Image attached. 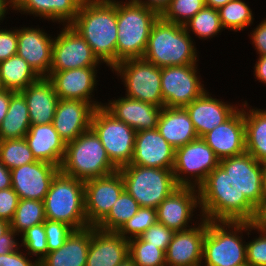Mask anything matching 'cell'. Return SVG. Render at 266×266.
<instances>
[{
  "label": "cell",
  "instance_id": "obj_31",
  "mask_svg": "<svg viewBox=\"0 0 266 266\" xmlns=\"http://www.w3.org/2000/svg\"><path fill=\"white\" fill-rule=\"evenodd\" d=\"M92 226L74 230L64 244L39 261V266H86Z\"/></svg>",
  "mask_w": 266,
  "mask_h": 266
},
{
  "label": "cell",
  "instance_id": "obj_17",
  "mask_svg": "<svg viewBox=\"0 0 266 266\" xmlns=\"http://www.w3.org/2000/svg\"><path fill=\"white\" fill-rule=\"evenodd\" d=\"M98 67H85L64 71H50L48 78L54 85L59 99H72L89 102L94 108L103 106L94 98L97 91ZM93 97V98H92ZM95 100V101H94Z\"/></svg>",
  "mask_w": 266,
  "mask_h": 266
},
{
  "label": "cell",
  "instance_id": "obj_21",
  "mask_svg": "<svg viewBox=\"0 0 266 266\" xmlns=\"http://www.w3.org/2000/svg\"><path fill=\"white\" fill-rule=\"evenodd\" d=\"M175 148L159 133L157 128L136 132L132 165L173 169Z\"/></svg>",
  "mask_w": 266,
  "mask_h": 266
},
{
  "label": "cell",
  "instance_id": "obj_16",
  "mask_svg": "<svg viewBox=\"0 0 266 266\" xmlns=\"http://www.w3.org/2000/svg\"><path fill=\"white\" fill-rule=\"evenodd\" d=\"M195 209L200 210L199 190L195 187L179 186L156 208L157 222L175 232L187 230L198 223L191 219ZM189 223L194 225L190 226Z\"/></svg>",
  "mask_w": 266,
  "mask_h": 266
},
{
  "label": "cell",
  "instance_id": "obj_6",
  "mask_svg": "<svg viewBox=\"0 0 266 266\" xmlns=\"http://www.w3.org/2000/svg\"><path fill=\"white\" fill-rule=\"evenodd\" d=\"M59 170L67 176L86 181L112 174L118 168L110 161L99 137L90 128L66 143Z\"/></svg>",
  "mask_w": 266,
  "mask_h": 266
},
{
  "label": "cell",
  "instance_id": "obj_33",
  "mask_svg": "<svg viewBox=\"0 0 266 266\" xmlns=\"http://www.w3.org/2000/svg\"><path fill=\"white\" fill-rule=\"evenodd\" d=\"M30 126L25 97L21 92H15L11 96L8 112L0 125V140L24 138Z\"/></svg>",
  "mask_w": 266,
  "mask_h": 266
},
{
  "label": "cell",
  "instance_id": "obj_10",
  "mask_svg": "<svg viewBox=\"0 0 266 266\" xmlns=\"http://www.w3.org/2000/svg\"><path fill=\"white\" fill-rule=\"evenodd\" d=\"M90 128L99 137L110 161L118 169L130 164L136 136L132 127L116 119L101 106L95 108Z\"/></svg>",
  "mask_w": 266,
  "mask_h": 266
},
{
  "label": "cell",
  "instance_id": "obj_1",
  "mask_svg": "<svg viewBox=\"0 0 266 266\" xmlns=\"http://www.w3.org/2000/svg\"><path fill=\"white\" fill-rule=\"evenodd\" d=\"M110 69L116 66L117 0H83L70 24Z\"/></svg>",
  "mask_w": 266,
  "mask_h": 266
},
{
  "label": "cell",
  "instance_id": "obj_37",
  "mask_svg": "<svg viewBox=\"0 0 266 266\" xmlns=\"http://www.w3.org/2000/svg\"><path fill=\"white\" fill-rule=\"evenodd\" d=\"M223 29L243 31L253 24L254 16L249 5L243 0H233L218 9Z\"/></svg>",
  "mask_w": 266,
  "mask_h": 266
},
{
  "label": "cell",
  "instance_id": "obj_59",
  "mask_svg": "<svg viewBox=\"0 0 266 266\" xmlns=\"http://www.w3.org/2000/svg\"><path fill=\"white\" fill-rule=\"evenodd\" d=\"M118 266H137V265L133 262V260L130 257H128Z\"/></svg>",
  "mask_w": 266,
  "mask_h": 266
},
{
  "label": "cell",
  "instance_id": "obj_49",
  "mask_svg": "<svg viewBox=\"0 0 266 266\" xmlns=\"http://www.w3.org/2000/svg\"><path fill=\"white\" fill-rule=\"evenodd\" d=\"M19 236L12 228L8 221L0 219V255L7 254L20 247Z\"/></svg>",
  "mask_w": 266,
  "mask_h": 266
},
{
  "label": "cell",
  "instance_id": "obj_2",
  "mask_svg": "<svg viewBox=\"0 0 266 266\" xmlns=\"http://www.w3.org/2000/svg\"><path fill=\"white\" fill-rule=\"evenodd\" d=\"M200 214L208 221L251 222L256 208L218 165L198 188Z\"/></svg>",
  "mask_w": 266,
  "mask_h": 266
},
{
  "label": "cell",
  "instance_id": "obj_54",
  "mask_svg": "<svg viewBox=\"0 0 266 266\" xmlns=\"http://www.w3.org/2000/svg\"><path fill=\"white\" fill-rule=\"evenodd\" d=\"M14 93V91L7 89L0 91V125L8 112L10 99Z\"/></svg>",
  "mask_w": 266,
  "mask_h": 266
},
{
  "label": "cell",
  "instance_id": "obj_9",
  "mask_svg": "<svg viewBox=\"0 0 266 266\" xmlns=\"http://www.w3.org/2000/svg\"><path fill=\"white\" fill-rule=\"evenodd\" d=\"M111 71L120 77L126 87L125 97L164 107L161 68L143 58H136L119 62Z\"/></svg>",
  "mask_w": 266,
  "mask_h": 266
},
{
  "label": "cell",
  "instance_id": "obj_14",
  "mask_svg": "<svg viewBox=\"0 0 266 266\" xmlns=\"http://www.w3.org/2000/svg\"><path fill=\"white\" fill-rule=\"evenodd\" d=\"M125 190L120 171L84 181L85 214L90 226H96L111 210Z\"/></svg>",
  "mask_w": 266,
  "mask_h": 266
},
{
  "label": "cell",
  "instance_id": "obj_20",
  "mask_svg": "<svg viewBox=\"0 0 266 266\" xmlns=\"http://www.w3.org/2000/svg\"><path fill=\"white\" fill-rule=\"evenodd\" d=\"M24 27V28H23ZM17 27V54L23 58L40 77H48L52 63V35L36 27Z\"/></svg>",
  "mask_w": 266,
  "mask_h": 266
},
{
  "label": "cell",
  "instance_id": "obj_28",
  "mask_svg": "<svg viewBox=\"0 0 266 266\" xmlns=\"http://www.w3.org/2000/svg\"><path fill=\"white\" fill-rule=\"evenodd\" d=\"M24 138L36 160L60 167L66 143L52 123L31 125Z\"/></svg>",
  "mask_w": 266,
  "mask_h": 266
},
{
  "label": "cell",
  "instance_id": "obj_3",
  "mask_svg": "<svg viewBox=\"0 0 266 266\" xmlns=\"http://www.w3.org/2000/svg\"><path fill=\"white\" fill-rule=\"evenodd\" d=\"M184 25L164 21L161 17L153 24L144 56L159 68L198 64L195 41Z\"/></svg>",
  "mask_w": 266,
  "mask_h": 266
},
{
  "label": "cell",
  "instance_id": "obj_4",
  "mask_svg": "<svg viewBox=\"0 0 266 266\" xmlns=\"http://www.w3.org/2000/svg\"><path fill=\"white\" fill-rule=\"evenodd\" d=\"M253 230L251 222L207 220L201 266L247 264L246 240H243V233L246 232L249 238Z\"/></svg>",
  "mask_w": 266,
  "mask_h": 266
},
{
  "label": "cell",
  "instance_id": "obj_12",
  "mask_svg": "<svg viewBox=\"0 0 266 266\" xmlns=\"http://www.w3.org/2000/svg\"><path fill=\"white\" fill-rule=\"evenodd\" d=\"M198 70L197 64L161 68L164 107L184 108L206 91Z\"/></svg>",
  "mask_w": 266,
  "mask_h": 266
},
{
  "label": "cell",
  "instance_id": "obj_36",
  "mask_svg": "<svg viewBox=\"0 0 266 266\" xmlns=\"http://www.w3.org/2000/svg\"><path fill=\"white\" fill-rule=\"evenodd\" d=\"M45 220L44 201L20 199L10 222V228L21 235L28 228L42 224Z\"/></svg>",
  "mask_w": 266,
  "mask_h": 266
},
{
  "label": "cell",
  "instance_id": "obj_27",
  "mask_svg": "<svg viewBox=\"0 0 266 266\" xmlns=\"http://www.w3.org/2000/svg\"><path fill=\"white\" fill-rule=\"evenodd\" d=\"M21 93L27 103L31 125L52 123L59 97L48 77H40Z\"/></svg>",
  "mask_w": 266,
  "mask_h": 266
},
{
  "label": "cell",
  "instance_id": "obj_40",
  "mask_svg": "<svg viewBox=\"0 0 266 266\" xmlns=\"http://www.w3.org/2000/svg\"><path fill=\"white\" fill-rule=\"evenodd\" d=\"M129 257L137 266H166L165 251L141 237L129 240Z\"/></svg>",
  "mask_w": 266,
  "mask_h": 266
},
{
  "label": "cell",
  "instance_id": "obj_45",
  "mask_svg": "<svg viewBox=\"0 0 266 266\" xmlns=\"http://www.w3.org/2000/svg\"><path fill=\"white\" fill-rule=\"evenodd\" d=\"M257 231L258 237L246 242L247 264L249 266H266V231Z\"/></svg>",
  "mask_w": 266,
  "mask_h": 266
},
{
  "label": "cell",
  "instance_id": "obj_58",
  "mask_svg": "<svg viewBox=\"0 0 266 266\" xmlns=\"http://www.w3.org/2000/svg\"><path fill=\"white\" fill-rule=\"evenodd\" d=\"M207 7H212L214 9H219L222 6H225L228 2L233 0H204Z\"/></svg>",
  "mask_w": 266,
  "mask_h": 266
},
{
  "label": "cell",
  "instance_id": "obj_56",
  "mask_svg": "<svg viewBox=\"0 0 266 266\" xmlns=\"http://www.w3.org/2000/svg\"><path fill=\"white\" fill-rule=\"evenodd\" d=\"M12 187L11 172L0 161V190H4Z\"/></svg>",
  "mask_w": 266,
  "mask_h": 266
},
{
  "label": "cell",
  "instance_id": "obj_24",
  "mask_svg": "<svg viewBox=\"0 0 266 266\" xmlns=\"http://www.w3.org/2000/svg\"><path fill=\"white\" fill-rule=\"evenodd\" d=\"M94 110L86 101L59 99L52 124L65 143H68L90 129Z\"/></svg>",
  "mask_w": 266,
  "mask_h": 266
},
{
  "label": "cell",
  "instance_id": "obj_23",
  "mask_svg": "<svg viewBox=\"0 0 266 266\" xmlns=\"http://www.w3.org/2000/svg\"><path fill=\"white\" fill-rule=\"evenodd\" d=\"M241 105L236 106L212 97L206 90L201 96L185 106L199 138L228 120Z\"/></svg>",
  "mask_w": 266,
  "mask_h": 266
},
{
  "label": "cell",
  "instance_id": "obj_32",
  "mask_svg": "<svg viewBox=\"0 0 266 266\" xmlns=\"http://www.w3.org/2000/svg\"><path fill=\"white\" fill-rule=\"evenodd\" d=\"M245 148L258 162L266 164V109L244 101Z\"/></svg>",
  "mask_w": 266,
  "mask_h": 266
},
{
  "label": "cell",
  "instance_id": "obj_11",
  "mask_svg": "<svg viewBox=\"0 0 266 266\" xmlns=\"http://www.w3.org/2000/svg\"><path fill=\"white\" fill-rule=\"evenodd\" d=\"M220 159L202 138L175 149L173 173L178 186L199 188Z\"/></svg>",
  "mask_w": 266,
  "mask_h": 266
},
{
  "label": "cell",
  "instance_id": "obj_22",
  "mask_svg": "<svg viewBox=\"0 0 266 266\" xmlns=\"http://www.w3.org/2000/svg\"><path fill=\"white\" fill-rule=\"evenodd\" d=\"M241 105L228 120L202 137L219 159L239 155L246 151L243 102Z\"/></svg>",
  "mask_w": 266,
  "mask_h": 266
},
{
  "label": "cell",
  "instance_id": "obj_48",
  "mask_svg": "<svg viewBox=\"0 0 266 266\" xmlns=\"http://www.w3.org/2000/svg\"><path fill=\"white\" fill-rule=\"evenodd\" d=\"M17 47V28L3 29L2 27L0 29V62L16 55Z\"/></svg>",
  "mask_w": 266,
  "mask_h": 266
},
{
  "label": "cell",
  "instance_id": "obj_8",
  "mask_svg": "<svg viewBox=\"0 0 266 266\" xmlns=\"http://www.w3.org/2000/svg\"><path fill=\"white\" fill-rule=\"evenodd\" d=\"M118 170L122 175L125 190L140 207L157 208L179 187L172 169L127 164Z\"/></svg>",
  "mask_w": 266,
  "mask_h": 266
},
{
  "label": "cell",
  "instance_id": "obj_39",
  "mask_svg": "<svg viewBox=\"0 0 266 266\" xmlns=\"http://www.w3.org/2000/svg\"><path fill=\"white\" fill-rule=\"evenodd\" d=\"M0 161L9 169L37 161L25 138L0 140Z\"/></svg>",
  "mask_w": 266,
  "mask_h": 266
},
{
  "label": "cell",
  "instance_id": "obj_43",
  "mask_svg": "<svg viewBox=\"0 0 266 266\" xmlns=\"http://www.w3.org/2000/svg\"><path fill=\"white\" fill-rule=\"evenodd\" d=\"M20 247H25L28 256L37 257L41 261L48 254L47 238L44 223L32 226L21 234Z\"/></svg>",
  "mask_w": 266,
  "mask_h": 266
},
{
  "label": "cell",
  "instance_id": "obj_51",
  "mask_svg": "<svg viewBox=\"0 0 266 266\" xmlns=\"http://www.w3.org/2000/svg\"><path fill=\"white\" fill-rule=\"evenodd\" d=\"M251 43L254 46L257 55H266V18L256 25L255 29L250 32Z\"/></svg>",
  "mask_w": 266,
  "mask_h": 266
},
{
  "label": "cell",
  "instance_id": "obj_5",
  "mask_svg": "<svg viewBox=\"0 0 266 266\" xmlns=\"http://www.w3.org/2000/svg\"><path fill=\"white\" fill-rule=\"evenodd\" d=\"M160 15L132 0H117L116 65L127 59L142 58L151 28Z\"/></svg>",
  "mask_w": 266,
  "mask_h": 266
},
{
  "label": "cell",
  "instance_id": "obj_35",
  "mask_svg": "<svg viewBox=\"0 0 266 266\" xmlns=\"http://www.w3.org/2000/svg\"><path fill=\"white\" fill-rule=\"evenodd\" d=\"M139 208L140 205L137 201L124 190L109 213L95 227L103 231L117 232L126 221L137 213Z\"/></svg>",
  "mask_w": 266,
  "mask_h": 266
},
{
  "label": "cell",
  "instance_id": "obj_26",
  "mask_svg": "<svg viewBox=\"0 0 266 266\" xmlns=\"http://www.w3.org/2000/svg\"><path fill=\"white\" fill-rule=\"evenodd\" d=\"M129 257V241L117 232L92 226L86 266H118Z\"/></svg>",
  "mask_w": 266,
  "mask_h": 266
},
{
  "label": "cell",
  "instance_id": "obj_60",
  "mask_svg": "<svg viewBox=\"0 0 266 266\" xmlns=\"http://www.w3.org/2000/svg\"><path fill=\"white\" fill-rule=\"evenodd\" d=\"M261 199H266V172L263 178V187H262V197Z\"/></svg>",
  "mask_w": 266,
  "mask_h": 266
},
{
  "label": "cell",
  "instance_id": "obj_52",
  "mask_svg": "<svg viewBox=\"0 0 266 266\" xmlns=\"http://www.w3.org/2000/svg\"><path fill=\"white\" fill-rule=\"evenodd\" d=\"M251 224L255 229L266 231V199H261L260 204L256 207Z\"/></svg>",
  "mask_w": 266,
  "mask_h": 266
},
{
  "label": "cell",
  "instance_id": "obj_13",
  "mask_svg": "<svg viewBox=\"0 0 266 266\" xmlns=\"http://www.w3.org/2000/svg\"><path fill=\"white\" fill-rule=\"evenodd\" d=\"M59 32L53 39L50 71L99 67L101 62L94 55L90 45L74 28L63 25Z\"/></svg>",
  "mask_w": 266,
  "mask_h": 266
},
{
  "label": "cell",
  "instance_id": "obj_53",
  "mask_svg": "<svg viewBox=\"0 0 266 266\" xmlns=\"http://www.w3.org/2000/svg\"><path fill=\"white\" fill-rule=\"evenodd\" d=\"M136 3L142 4L149 9L156 11L161 15L164 10L168 7L171 0H132Z\"/></svg>",
  "mask_w": 266,
  "mask_h": 266
},
{
  "label": "cell",
  "instance_id": "obj_30",
  "mask_svg": "<svg viewBox=\"0 0 266 266\" xmlns=\"http://www.w3.org/2000/svg\"><path fill=\"white\" fill-rule=\"evenodd\" d=\"M157 130L175 149L199 138L186 109L182 107H163Z\"/></svg>",
  "mask_w": 266,
  "mask_h": 266
},
{
  "label": "cell",
  "instance_id": "obj_19",
  "mask_svg": "<svg viewBox=\"0 0 266 266\" xmlns=\"http://www.w3.org/2000/svg\"><path fill=\"white\" fill-rule=\"evenodd\" d=\"M206 231L207 220L200 216L195 226L175 232L165 252L166 266H201Z\"/></svg>",
  "mask_w": 266,
  "mask_h": 266
},
{
  "label": "cell",
  "instance_id": "obj_47",
  "mask_svg": "<svg viewBox=\"0 0 266 266\" xmlns=\"http://www.w3.org/2000/svg\"><path fill=\"white\" fill-rule=\"evenodd\" d=\"M19 200V195L12 187L0 190V219L10 223L13 219Z\"/></svg>",
  "mask_w": 266,
  "mask_h": 266
},
{
  "label": "cell",
  "instance_id": "obj_44",
  "mask_svg": "<svg viewBox=\"0 0 266 266\" xmlns=\"http://www.w3.org/2000/svg\"><path fill=\"white\" fill-rule=\"evenodd\" d=\"M44 229L47 238L48 252L58 250L74 231L71 226L65 223L48 219L44 221Z\"/></svg>",
  "mask_w": 266,
  "mask_h": 266
},
{
  "label": "cell",
  "instance_id": "obj_61",
  "mask_svg": "<svg viewBox=\"0 0 266 266\" xmlns=\"http://www.w3.org/2000/svg\"><path fill=\"white\" fill-rule=\"evenodd\" d=\"M2 89H4V88L2 87L1 80H0V91H1Z\"/></svg>",
  "mask_w": 266,
  "mask_h": 266
},
{
  "label": "cell",
  "instance_id": "obj_38",
  "mask_svg": "<svg viewBox=\"0 0 266 266\" xmlns=\"http://www.w3.org/2000/svg\"><path fill=\"white\" fill-rule=\"evenodd\" d=\"M184 28L188 34L193 33L203 40L213 38L224 30L220 23L218 9L207 6L187 21Z\"/></svg>",
  "mask_w": 266,
  "mask_h": 266
},
{
  "label": "cell",
  "instance_id": "obj_25",
  "mask_svg": "<svg viewBox=\"0 0 266 266\" xmlns=\"http://www.w3.org/2000/svg\"><path fill=\"white\" fill-rule=\"evenodd\" d=\"M103 107L116 119L132 127L136 132L157 128L162 111L161 107L134 100L128 97H119L108 100Z\"/></svg>",
  "mask_w": 266,
  "mask_h": 266
},
{
  "label": "cell",
  "instance_id": "obj_34",
  "mask_svg": "<svg viewBox=\"0 0 266 266\" xmlns=\"http://www.w3.org/2000/svg\"><path fill=\"white\" fill-rule=\"evenodd\" d=\"M40 76L18 54L0 62V80L2 87L14 92H21Z\"/></svg>",
  "mask_w": 266,
  "mask_h": 266
},
{
  "label": "cell",
  "instance_id": "obj_50",
  "mask_svg": "<svg viewBox=\"0 0 266 266\" xmlns=\"http://www.w3.org/2000/svg\"><path fill=\"white\" fill-rule=\"evenodd\" d=\"M27 255L19 247L7 254L0 255V266H39V262L36 259H29L32 256L28 257Z\"/></svg>",
  "mask_w": 266,
  "mask_h": 266
},
{
  "label": "cell",
  "instance_id": "obj_55",
  "mask_svg": "<svg viewBox=\"0 0 266 266\" xmlns=\"http://www.w3.org/2000/svg\"><path fill=\"white\" fill-rule=\"evenodd\" d=\"M253 68L255 79L266 85V55L258 56Z\"/></svg>",
  "mask_w": 266,
  "mask_h": 266
},
{
  "label": "cell",
  "instance_id": "obj_29",
  "mask_svg": "<svg viewBox=\"0 0 266 266\" xmlns=\"http://www.w3.org/2000/svg\"><path fill=\"white\" fill-rule=\"evenodd\" d=\"M83 0H14L15 13L33 15L53 23L70 25L76 18Z\"/></svg>",
  "mask_w": 266,
  "mask_h": 266
},
{
  "label": "cell",
  "instance_id": "obj_15",
  "mask_svg": "<svg viewBox=\"0 0 266 266\" xmlns=\"http://www.w3.org/2000/svg\"><path fill=\"white\" fill-rule=\"evenodd\" d=\"M219 165L232 178L240 193L256 208L261 202L266 164L258 162L245 151L220 159Z\"/></svg>",
  "mask_w": 266,
  "mask_h": 266
},
{
  "label": "cell",
  "instance_id": "obj_57",
  "mask_svg": "<svg viewBox=\"0 0 266 266\" xmlns=\"http://www.w3.org/2000/svg\"><path fill=\"white\" fill-rule=\"evenodd\" d=\"M8 9L10 11L14 10V0H0V25L3 23L4 18H6L9 11Z\"/></svg>",
  "mask_w": 266,
  "mask_h": 266
},
{
  "label": "cell",
  "instance_id": "obj_62",
  "mask_svg": "<svg viewBox=\"0 0 266 266\" xmlns=\"http://www.w3.org/2000/svg\"><path fill=\"white\" fill-rule=\"evenodd\" d=\"M238 266H249L248 264L238 265Z\"/></svg>",
  "mask_w": 266,
  "mask_h": 266
},
{
  "label": "cell",
  "instance_id": "obj_18",
  "mask_svg": "<svg viewBox=\"0 0 266 266\" xmlns=\"http://www.w3.org/2000/svg\"><path fill=\"white\" fill-rule=\"evenodd\" d=\"M59 167L44 161H35L10 170L12 188L20 199L44 201L52 179Z\"/></svg>",
  "mask_w": 266,
  "mask_h": 266
},
{
  "label": "cell",
  "instance_id": "obj_46",
  "mask_svg": "<svg viewBox=\"0 0 266 266\" xmlns=\"http://www.w3.org/2000/svg\"><path fill=\"white\" fill-rule=\"evenodd\" d=\"M175 231L156 222L150 226L140 237L150 243V245L156 246L166 252L169 243L171 242Z\"/></svg>",
  "mask_w": 266,
  "mask_h": 266
},
{
  "label": "cell",
  "instance_id": "obj_41",
  "mask_svg": "<svg viewBox=\"0 0 266 266\" xmlns=\"http://www.w3.org/2000/svg\"><path fill=\"white\" fill-rule=\"evenodd\" d=\"M205 6L204 0H171L160 17L166 22L184 25Z\"/></svg>",
  "mask_w": 266,
  "mask_h": 266
},
{
  "label": "cell",
  "instance_id": "obj_42",
  "mask_svg": "<svg viewBox=\"0 0 266 266\" xmlns=\"http://www.w3.org/2000/svg\"><path fill=\"white\" fill-rule=\"evenodd\" d=\"M157 222V210L151 207H140L137 213L124 223L117 231L128 241L140 237L150 226Z\"/></svg>",
  "mask_w": 266,
  "mask_h": 266
},
{
  "label": "cell",
  "instance_id": "obj_7",
  "mask_svg": "<svg viewBox=\"0 0 266 266\" xmlns=\"http://www.w3.org/2000/svg\"><path fill=\"white\" fill-rule=\"evenodd\" d=\"M45 217L74 230L89 227L85 214L84 181L60 171L52 179L44 199Z\"/></svg>",
  "mask_w": 266,
  "mask_h": 266
}]
</instances>
